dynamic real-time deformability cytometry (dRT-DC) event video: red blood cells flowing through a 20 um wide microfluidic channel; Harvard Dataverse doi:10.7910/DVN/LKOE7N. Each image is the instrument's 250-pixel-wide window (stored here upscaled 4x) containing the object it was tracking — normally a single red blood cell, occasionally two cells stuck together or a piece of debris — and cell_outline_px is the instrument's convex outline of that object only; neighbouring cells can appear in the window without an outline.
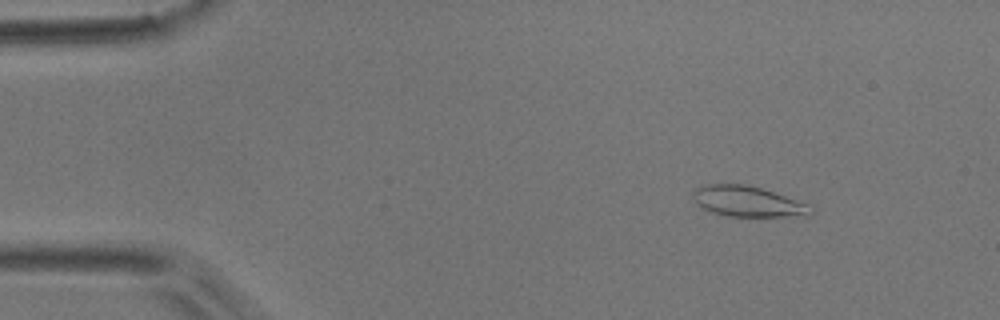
{"species": "common noctule bat (a hibernating species)", "species_latin": "Nyctalus noctula", "temperature_condition": "room temperature", "stored_images_in_passage": 8, "camera_frame_rate_fps": 3000, "um_per_image_px": 0.085, "animal": {"sex": "male", "body_mass_g": 17.9}, "frame": {"image": 1, "passage_image": 1, "time_ms": 0.0, "image_size_px": [1000, 320], "cell_outline_px": [[812, 212], [808, 216], [728, 216], [712, 212], [696, 204], [692, 200], [692, 192], [696, 188], [704, 184], [744, 184], [760, 188], [808, 204]], "centroid_in_image_um": [63.48, 17.12], "position_along_channel_um": 21.5, "area_um2": 20.75}}
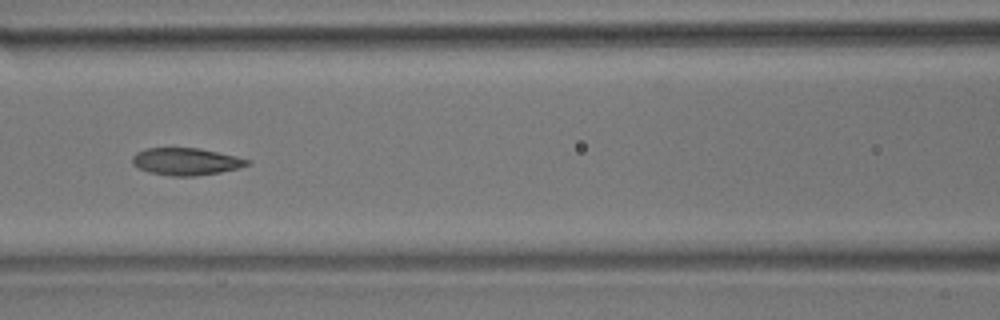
{"frame": {"image": 2, "passage_image": 6, "time_ms": 5.667, "image_size_px": [1000, 320], "cell_outline_px": [[252, 164], [220, 172], [196, 176], [172, 176], [148, 172], [132, 164], [132, 156], [136, 152], [148, 148], [200, 148], [236, 156], [252, 160]], "centroid_in_image_um": [15.83, 13.73], "position_along_channel_um": 150.8, "area_um2": 18.26}}
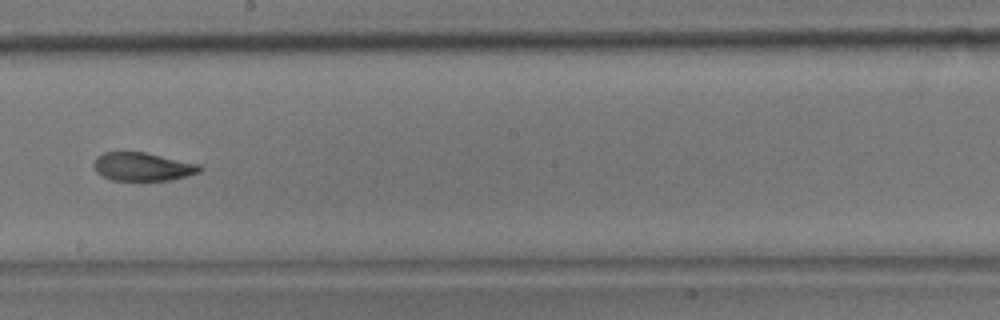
{"frame": {"image": 3, "passage_image": 8, "time_ms": 8.0, "image_size_px": [1000, 320], "cell_outline_px": [[204, 168], [200, 172], [168, 180], [112, 180], [96, 172], [92, 164], [96, 156], [104, 152], [144, 152], [200, 164]], "centroid_in_image_um": [12.1, 14.16], "position_along_channel_um": 236.1, "area_um2": 17.46}}